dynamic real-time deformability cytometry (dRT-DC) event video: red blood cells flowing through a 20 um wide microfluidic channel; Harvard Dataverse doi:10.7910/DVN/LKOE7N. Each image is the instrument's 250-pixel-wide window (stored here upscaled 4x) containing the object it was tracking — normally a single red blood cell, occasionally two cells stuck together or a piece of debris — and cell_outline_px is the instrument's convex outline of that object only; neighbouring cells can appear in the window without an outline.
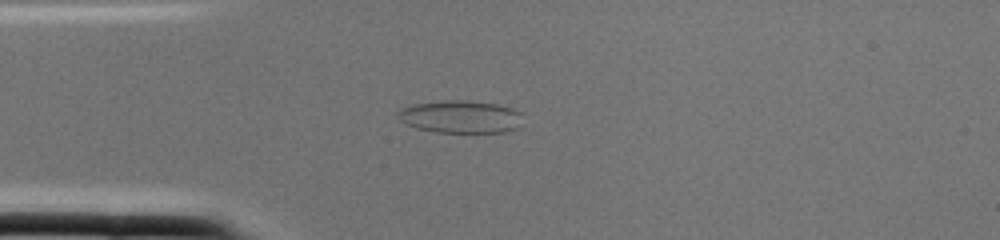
{"species": "common noctule bat (a hibernating species)", "species_latin": "Nyctalus noctula", "temperature_condition": "cold", "stored_images_in_passage": 1, "camera_frame_rate_fps": 3000, "um_per_image_px": 0.085, "animal": {"sex": "female", "body_mass_g": 22.0, "forearm_length_mm": 56.7}, "frame": {"image": 1, "passage_image": 1, "time_ms": 0.0, "image_size_px": [1000, 240], "cell_outline_px": [[520, 128], [504, 132], [436, 132], [416, 128], [400, 120], [396, 112], [400, 108], [416, 104], [448, 100], [464, 100], [496, 104], [512, 108], [520, 112]], "centroid_in_image_um": [39.15, 9.93], "position_along_channel_um": 45.9, "area_um2": 23.58}}